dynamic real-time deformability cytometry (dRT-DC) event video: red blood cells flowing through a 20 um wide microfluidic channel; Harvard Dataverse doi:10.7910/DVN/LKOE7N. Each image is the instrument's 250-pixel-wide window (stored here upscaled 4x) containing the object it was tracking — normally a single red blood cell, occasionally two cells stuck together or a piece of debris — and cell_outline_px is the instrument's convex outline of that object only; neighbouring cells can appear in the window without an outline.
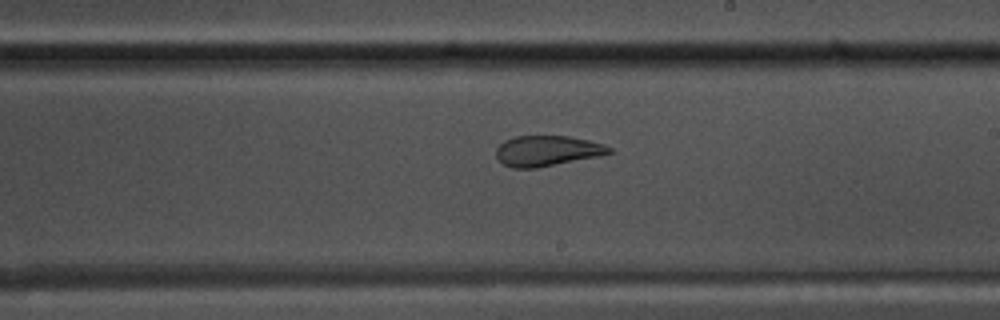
{"species": "common noctule bat (a hibernating species)", "species_latin": "Nyctalus noctula", "temperature_condition": "warm", "stored_images_in_passage": 53, "camera_frame_rate_fps": 3000, "um_per_image_px": 0.085, "animal": {"sex": "male", "body_mass_g": 17.5, "forearm_length_mm": 52.3}, "frame": {"image": 1, "passage_image": 31, "time_ms": 10.0, "image_size_px": [1000, 320], "cell_outline_px": [[612, 152], [600, 156], [536, 168], [512, 168], [504, 164], [496, 156], [496, 148], [504, 140], [516, 136], [568, 136], [588, 140], [604, 144], [612, 148]], "centroid_in_image_um": [46.51, 12.82], "position_along_channel_um": 242.5, "area_um2": 20.06}}
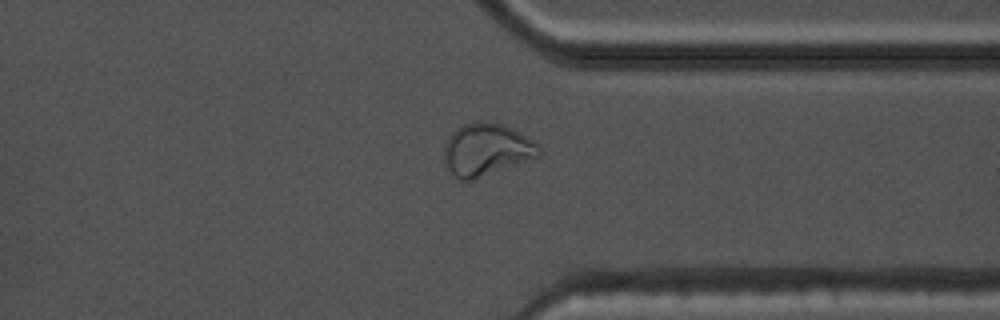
{"frame": {"image": 2, "passage_image": 41, "time_ms": 13.333, "image_size_px": [1000, 320], "cell_outline_px": [[540, 156], [472, 180], [460, 180], [448, 168], [444, 160], [444, 148], [452, 132], [460, 124], [476, 120], [504, 124], [512, 128], [540, 144]], "centroid_in_image_um": [41.36, 12.68], "position_along_channel_um": 370.0, "area_um2": 28.9}}
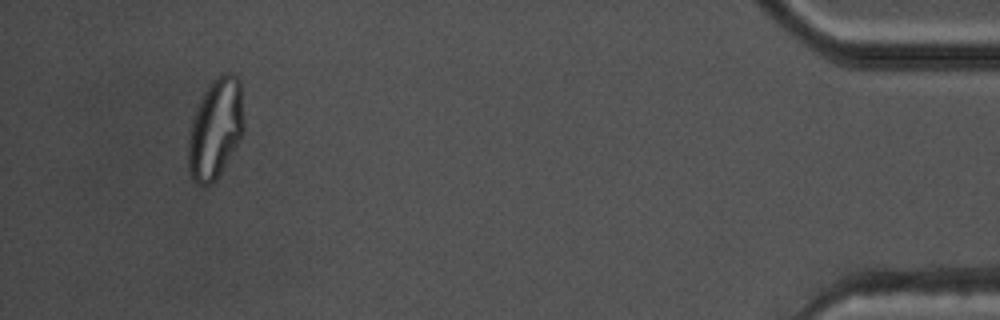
{"frame": {"image": 3, "passage_image": 50, "time_ms": 16.333, "image_size_px": [1000, 320], "cell_outline_px": [[244, 132], [216, 180], [212, 184], [200, 184], [192, 180], [188, 168], [188, 140], [192, 120], [196, 108], [204, 92], [212, 80], [216, 76], [224, 72], [232, 72], [240, 80], [244, 120]], "centroid_in_image_um": [18.32, 10.91], "position_along_channel_um": 416.9, "area_um2": 32.54}, "authors_computed_cell_mechanics": {"area_um2": 25.2008, "velocity_mm_per_s": 3.8594, "shape_relaxation_time_tau1_ms": null, "shape_relaxation_time_tau2_ms": 1.5589, "deformation_change_tau1": null, "deformation_change_tau2": 0.0788}}